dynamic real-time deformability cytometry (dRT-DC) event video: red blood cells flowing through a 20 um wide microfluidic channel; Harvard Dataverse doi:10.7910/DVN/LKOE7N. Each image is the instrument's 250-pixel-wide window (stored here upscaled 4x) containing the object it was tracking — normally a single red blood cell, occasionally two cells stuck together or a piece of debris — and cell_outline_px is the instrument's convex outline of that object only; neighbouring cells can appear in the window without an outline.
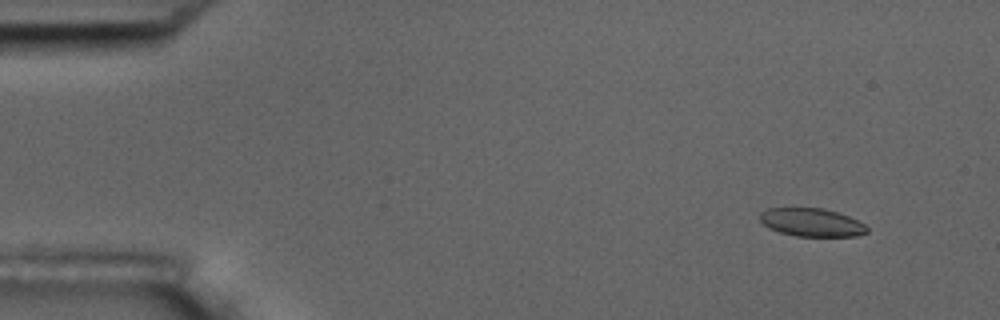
{"species": "common noctule bat (a hibernating species)", "species_latin": "Nyctalus noctula", "temperature_condition": "room temperature", "stored_images_in_passage": 54, "camera_frame_rate_fps": 3000, "um_per_image_px": 0.085, "animal": {"sex": "male", "body_mass_g": 17.5, "forearm_length_mm": 52.3}, "frame": {"image": 1, "passage_image": 3, "time_ms": 0.667, "image_size_px": [1000, 320], "cell_outline_px": [[868, 232], [856, 236], [796, 236], [780, 232], [768, 228], [760, 220], [760, 212], [768, 208], [824, 208], [848, 216], [864, 224], [868, 228]], "centroid_in_image_um": [68.97, 18.9], "position_along_channel_um": 16.0, "area_um2": 17.51}}
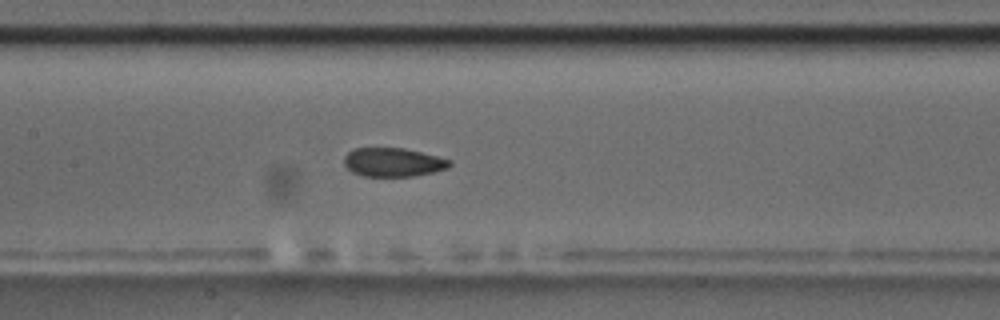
{"frame": {"image": 2, "passage_image": 25, "time_ms": 8.0, "image_size_px": [1000, 320], "cell_outline_px": [[452, 164], [448, 168], [432, 172], [412, 176], [364, 176], [352, 172], [344, 164], [344, 156], [352, 148], [404, 148], [452, 160]], "centroid_in_image_um": [33.4, 13.78], "position_along_channel_um": 174.0, "area_um2": 17.63}}
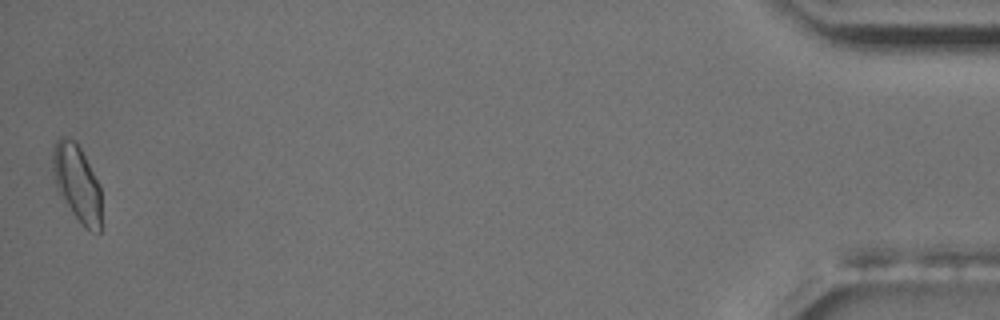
{"frame": {"image": 3, "passage_image": 54, "time_ms": 17.667, "image_size_px": [1000, 320], "cell_outline_px": [[100, 232], [92, 232], [84, 228], [72, 212], [60, 192], [56, 184], [52, 168], [52, 144], [60, 136], [68, 136], [76, 140], [100, 184]], "centroid_in_image_um": [6.54, 15.49], "position_along_channel_um": 428.7, "area_um2": 21.79}, "authors_computed_cell_mechanics": {"area_um2": 18.6405, "velocity_mm_per_s": 3.5878, "shape_relaxation_time_tau1_ms": null, "shape_relaxation_time_tau2_ms": 1.7184, "deformation_change_tau1": null, "deformation_change_tau2": 0.0546}}